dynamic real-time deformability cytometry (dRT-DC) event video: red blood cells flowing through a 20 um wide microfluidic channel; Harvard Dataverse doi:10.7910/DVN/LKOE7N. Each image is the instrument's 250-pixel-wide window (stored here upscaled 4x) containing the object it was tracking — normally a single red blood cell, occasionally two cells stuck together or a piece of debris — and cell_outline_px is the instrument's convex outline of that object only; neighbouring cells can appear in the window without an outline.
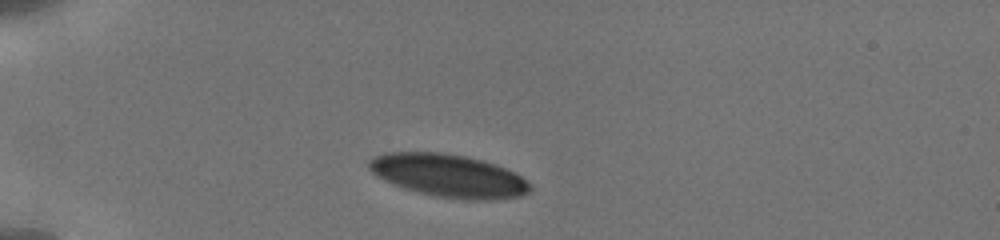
{"species": "human", "species_latin": "Homo sapiens", "temperature_condition": "cold", "stored_images_in_passage": 42, "camera_frame_rate_fps": 3000, "um_per_image_px": 0.085, "donor": {"sex": "male"}, "frame": {"image": 1, "passage_image": 1, "time_ms": 0.0, "image_size_px": [1000, 240], "cell_outline_px": [[532, 188], [528, 192], [520, 196], [492, 200], [464, 200], [432, 196], [392, 184], [384, 180], [372, 172], [368, 168], [368, 160], [384, 152], [440, 152], [464, 156], [484, 160], [496, 164], [520, 176], [532, 184]], "centroid_in_image_um": [38.13, 14.94], "position_along_channel_um": 46.9, "area_um2": 40.4}}
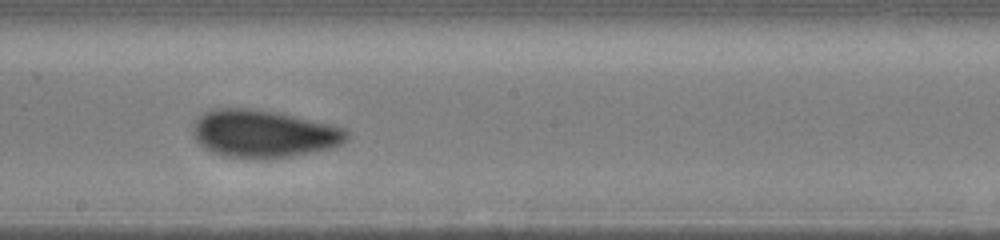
{"frame": {"image": 2, "passage_image": 21, "time_ms": 5.667, "image_size_px": [1000, 240], "cell_outline_px": [[348, 140], [344, 144], [332, 148], [292, 156], [260, 160], [224, 156], [212, 152], [204, 148], [192, 136], [192, 124], [204, 112], [212, 108], [256, 108], [280, 112], [332, 124], [344, 128], [348, 132]], "centroid_in_image_um": [22.41, 11.36], "position_along_channel_um": 225.8, "area_um2": 43.64}}
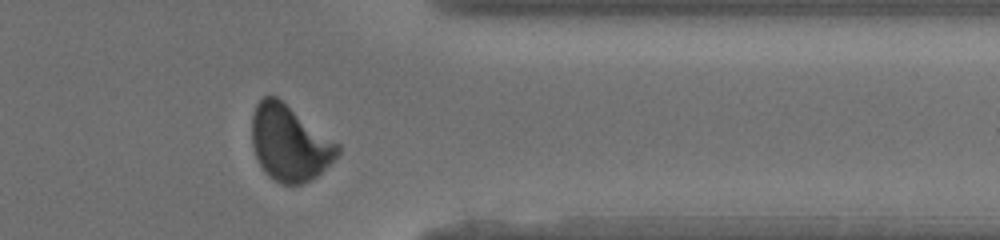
{"frame": {"image": 3, "passage_image": 41, "time_ms": 10.0, "image_size_px": [1000, 240], "cell_outline_px": [[340, 152], [312, 180], [300, 184], [280, 184], [268, 176], [264, 172], [256, 156], [252, 144], [252, 116], [256, 104], [264, 96], [276, 96], [340, 144]], "centroid_in_image_um": [24.6, 12.16], "position_along_channel_um": 386.8, "area_um2": 37.63}, "authors_computed_cell_mechanics": {"area_um2": 41.9628, "velocity_mm_per_s": 3.8214, "shape_relaxation_time_tau1_ms": 3.6102, "shape_relaxation_time_tau2_ms": 0.7834, "deformation_change_tau1": 0.1108, "deformation_change_tau2": 0.0603}}